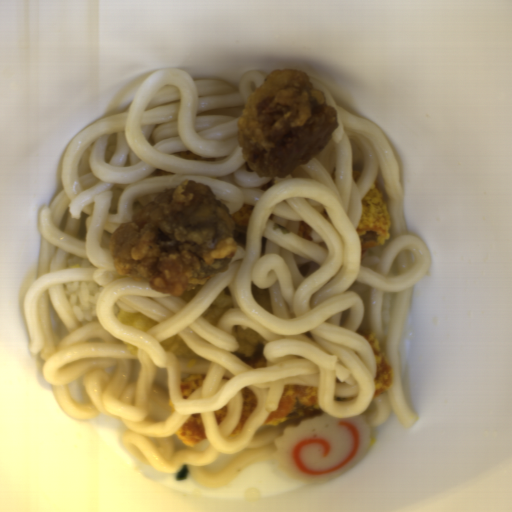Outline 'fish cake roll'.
<instances>
[{
  "label": "fish cake roll",
  "mask_w": 512,
  "mask_h": 512,
  "mask_svg": "<svg viewBox=\"0 0 512 512\" xmlns=\"http://www.w3.org/2000/svg\"><path fill=\"white\" fill-rule=\"evenodd\" d=\"M277 467L296 479L324 484L360 463L370 448L371 428L365 416L329 413L302 416L274 438Z\"/></svg>",
  "instance_id": "obj_1"
}]
</instances>
